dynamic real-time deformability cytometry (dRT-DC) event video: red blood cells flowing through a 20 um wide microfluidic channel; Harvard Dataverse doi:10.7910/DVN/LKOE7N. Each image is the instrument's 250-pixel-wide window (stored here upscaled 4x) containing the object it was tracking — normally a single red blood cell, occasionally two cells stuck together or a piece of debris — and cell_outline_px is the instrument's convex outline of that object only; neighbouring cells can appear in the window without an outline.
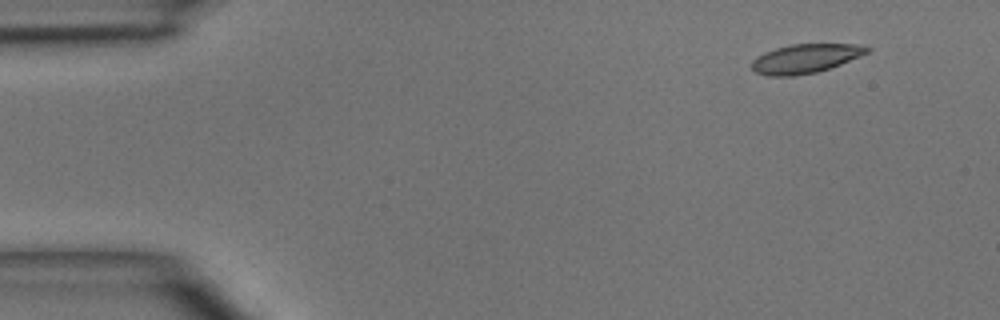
{"species": "common noctule bat (a hibernating species)", "species_latin": "Nyctalus noctula", "temperature_condition": "room temperature", "stored_images_in_passage": 6, "camera_frame_rate_fps": 3000, "um_per_image_px": 0.085, "animal": {"sex": "male", "body_mass_g": 15.6}, "frame": {"image": 1, "passage_image": 1, "time_ms": 0.0, "image_size_px": [1000, 320], "cell_outline_px": [[872, 48], [868, 52], [860, 56], [840, 64], [816, 72], [792, 76], [768, 76], [756, 72], [752, 68], [752, 60], [756, 56], [764, 52], [776, 48], [792, 44], [864, 44]], "centroid_in_image_um": [68.46, 4.96], "position_along_channel_um": 16.5, "area_um2": 19.48}}
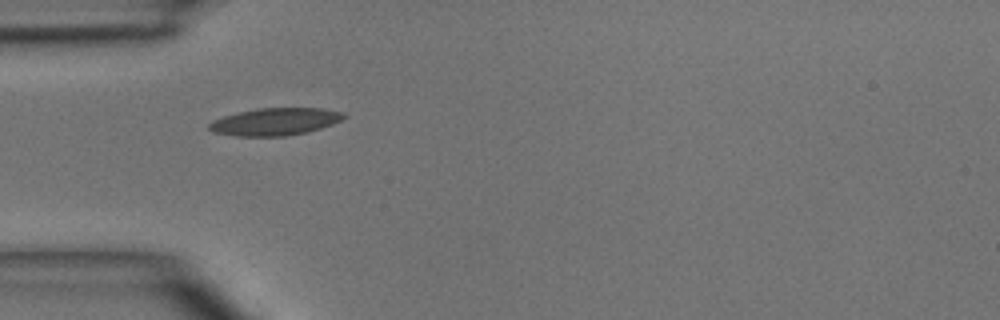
{"frame": {"image": 2, "passage_image": 4, "time_ms": 3.333, "image_size_px": [1000, 320], "cell_outline_px": [[348, 116], [332, 124], [308, 132], [284, 136], [236, 136], [216, 132], [208, 128], [208, 124], [212, 120], [224, 116], [256, 108], [324, 108], [344, 112]], "centroid_in_image_um": [23.41, 10.33], "position_along_channel_um": 61.6, "area_um2": 21.44}}
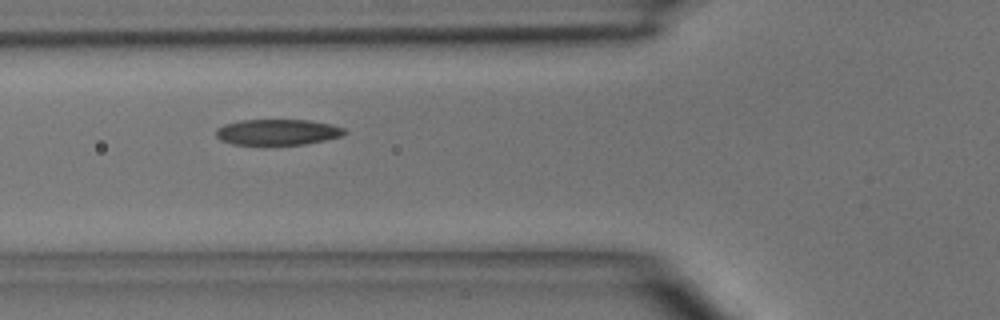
{"frame": {"image": 3, "passage_image": 5, "time_ms": 4.333, "image_size_px": [1000, 320], "cell_outline_px": [[348, 132], [340, 136], [324, 140], [304, 144], [264, 148], [232, 144], [220, 140], [216, 136], [216, 128], [224, 124], [240, 120], [308, 120], [332, 124], [344, 128]], "centroid_in_image_um": [23.53, 11.27], "position_along_channel_um": 102.3, "area_um2": 20.29}}